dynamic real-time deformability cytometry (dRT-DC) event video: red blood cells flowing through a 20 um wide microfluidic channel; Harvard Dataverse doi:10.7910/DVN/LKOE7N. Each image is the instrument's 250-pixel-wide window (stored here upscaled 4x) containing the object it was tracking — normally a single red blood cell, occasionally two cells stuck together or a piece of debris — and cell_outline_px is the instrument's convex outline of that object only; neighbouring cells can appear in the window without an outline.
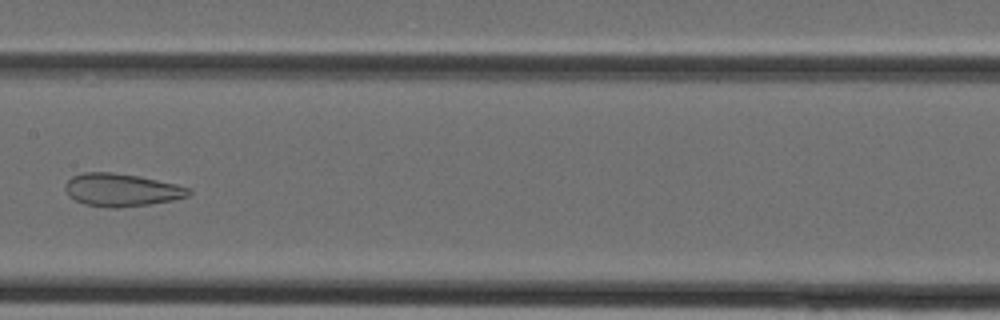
{"species": "Egyptian fruit bat (a non-hibernating species)", "species_latin": "Rousettus aegyptiacus", "temperature_condition": "cold", "stored_images_in_passage": 35, "camera_frame_rate_fps": 3000, "um_per_image_px": 0.085, "animal": {"sex": "female"}, "frame": {"image": 1, "passage_image": 16, "time_ms": 5.0, "image_size_px": [1000, 320], "cell_outline_px": [[192, 192], [188, 196], [172, 200], [148, 204], [116, 208], [108, 208], [84, 204], [68, 196], [64, 188], [64, 184], [72, 176], [84, 172], [112, 172], [140, 176], [176, 184], [192, 188]], "centroid_in_image_um": [10.31, 16.14], "position_along_channel_um": 197.1, "area_um2": 23.76}}
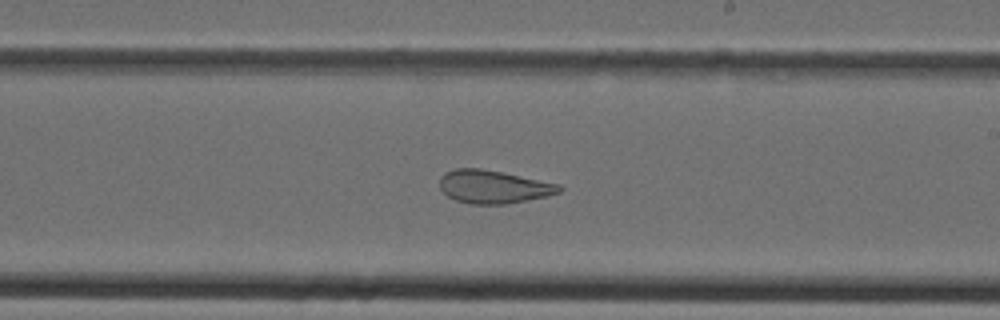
{"frame": {"image": 2, "passage_image": 19, "time_ms": 6.0, "image_size_px": [1000, 320], "cell_outline_px": [[564, 188], [560, 192], [548, 196], [504, 204], [472, 204], [456, 200], [448, 196], [440, 188], [440, 176], [444, 172], [456, 168], [480, 168], [560, 184]], "centroid_in_image_um": [41.93, 15.87], "position_along_channel_um": 247.1, "area_um2": 22.95}}
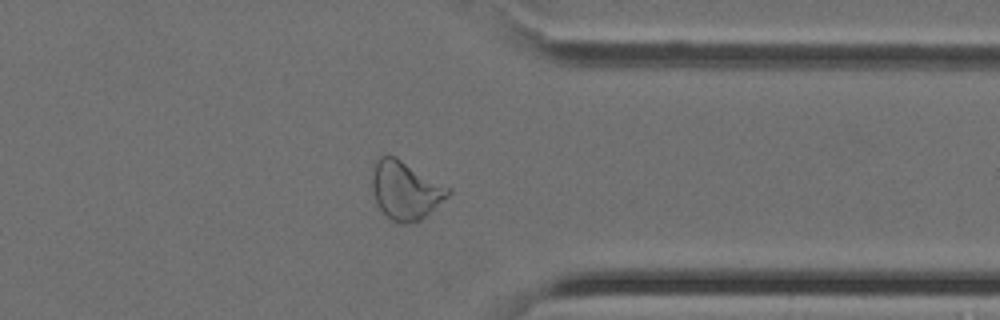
{"frame": {"image": 3, "passage_image": 27, "time_ms": 8.667, "image_size_px": [1000, 320], "cell_outline_px": [[452, 192], [448, 196], [420, 220], [404, 224], [396, 224], [376, 204], [372, 192], [372, 168], [376, 160], [380, 156], [396, 156], [452, 188]], "centroid_in_image_um": [34.46, 16.15], "position_along_channel_um": 376.9, "area_um2": 26.01}}